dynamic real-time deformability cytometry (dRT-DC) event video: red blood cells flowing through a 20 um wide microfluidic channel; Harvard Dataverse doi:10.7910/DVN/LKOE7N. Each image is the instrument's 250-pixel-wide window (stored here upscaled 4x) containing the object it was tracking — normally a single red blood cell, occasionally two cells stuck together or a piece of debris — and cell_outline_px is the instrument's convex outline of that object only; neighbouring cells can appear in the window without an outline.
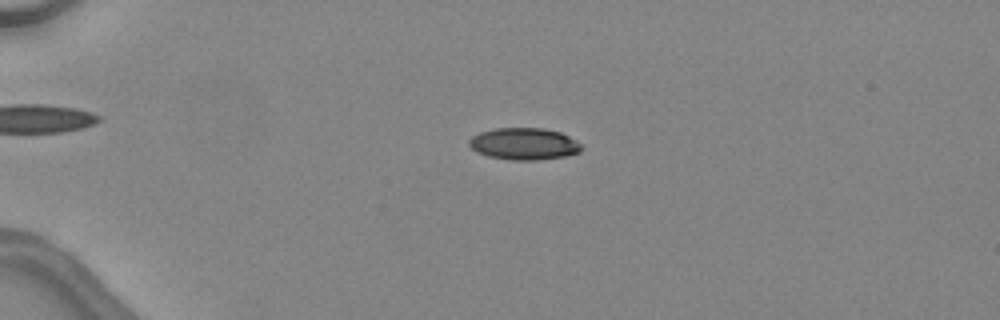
{"species": "common noctule bat (a hibernating species)", "species_latin": "Nyctalus noctula", "temperature_condition": "warm", "stored_images_in_passage": 48, "camera_frame_rate_fps": 3000, "um_per_image_px": 0.085, "animal": {"sex": "female", "body_mass_g": 24.6, "forearm_length_mm": 56.2}, "frame": {"image": 1, "passage_image": 13, "time_ms": 4.0, "image_size_px": [1000, 320], "cell_outline_px": [[580, 152], [564, 156], [536, 160], [512, 160], [488, 156], [476, 152], [468, 144], [468, 140], [472, 136], [480, 132], [496, 128], [544, 128], [560, 132], [576, 140], [580, 144]], "centroid_in_image_um": [44.51, 12.22], "position_along_channel_um": 40.5, "area_um2": 20.81}}
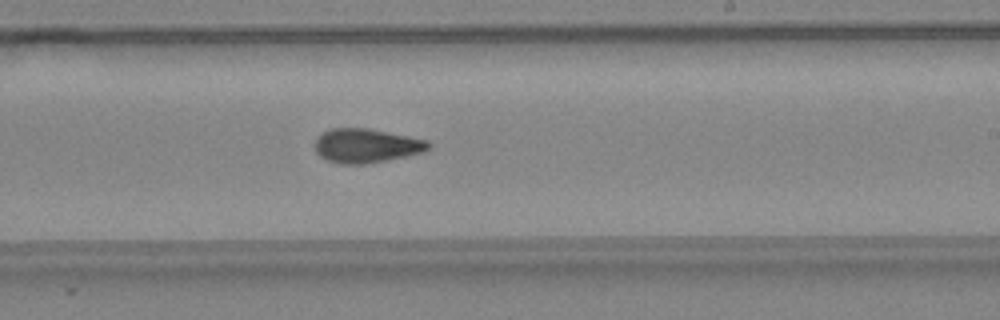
{"frame": {"image": 2, "passage_image": 31, "time_ms": 10.0, "image_size_px": [1000, 320], "cell_outline_px": [[432, 148], [424, 152], [388, 160], [364, 164], [340, 164], [328, 160], [320, 156], [316, 152], [316, 136], [332, 128], [368, 128], [428, 140], [432, 144]], "centroid_in_image_um": [31.17, 12.38], "position_along_channel_um": 257.8, "area_um2": 22.66}}
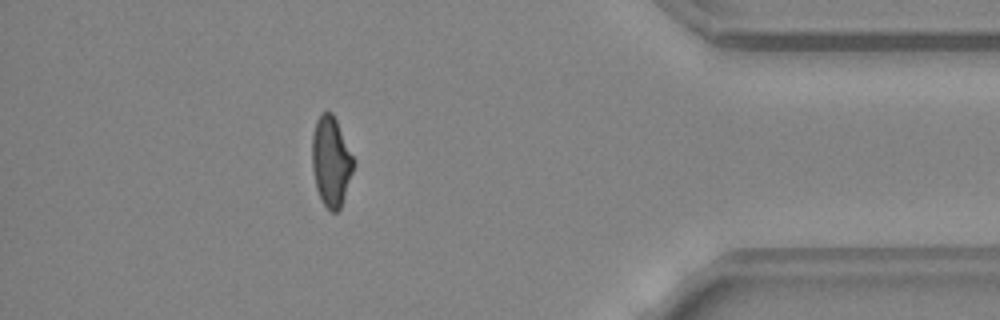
{"frame": {"image": 3, "passage_image": 43, "time_ms": 14.0, "image_size_px": [1000, 320], "cell_outline_px": [[356, 164], [340, 208], [336, 212], [332, 212], [320, 200], [316, 188], [312, 168], [312, 136], [316, 120], [324, 112], [332, 112], [356, 160]], "centroid_in_image_um": [28.15, 13.73], "position_along_channel_um": 407.0, "area_um2": 21.85}, "authors_computed_cell_mechanics": {"area_um2": 21.5883, "velocity_mm_per_s": 4.5495, "shape_relaxation_time_tau1_ms": null, "shape_relaxation_time_tau2_ms": 2.1192, "deformation_change_tau1": null, "deformation_change_tau2": 0.093}}